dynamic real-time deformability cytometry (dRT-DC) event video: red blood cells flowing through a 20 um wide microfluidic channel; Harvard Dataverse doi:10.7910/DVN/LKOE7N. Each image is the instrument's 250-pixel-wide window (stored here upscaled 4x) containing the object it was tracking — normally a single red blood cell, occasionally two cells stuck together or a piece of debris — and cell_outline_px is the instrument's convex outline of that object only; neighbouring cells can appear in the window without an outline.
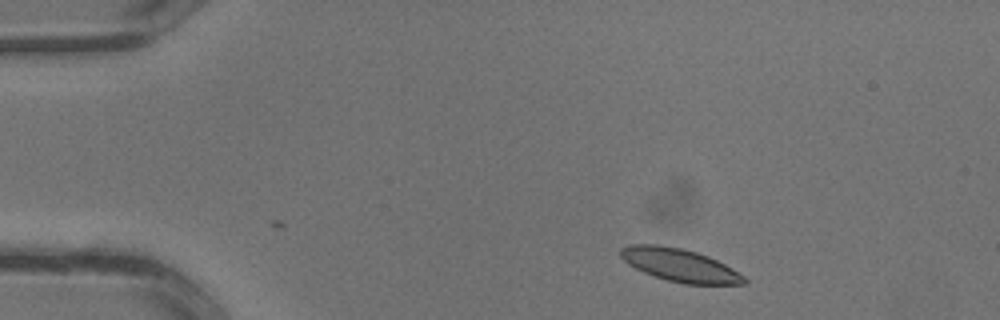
{"species": "common noctule bat (a hibernating species)", "species_latin": "Nyctalus noctula", "temperature_condition": "warm", "stored_images_in_passage": 29, "camera_frame_rate_fps": 3000, "um_per_image_px": 0.085, "animal": {"sex": "male", "body_mass_g": 13.3}, "frame": {"image": 1, "passage_image": 1, "time_ms": 0.0, "image_size_px": [1000, 320], "cell_outline_px": [[748, 284], [684, 284], [668, 280], [644, 272], [628, 264], [620, 256], [620, 248], [628, 244], [656, 244], [680, 248], [696, 252], [708, 256], [732, 268], [744, 276], [748, 280]], "centroid_in_image_um": [57.78, 22.53], "position_along_channel_um": 27.2, "area_um2": 23.58}}
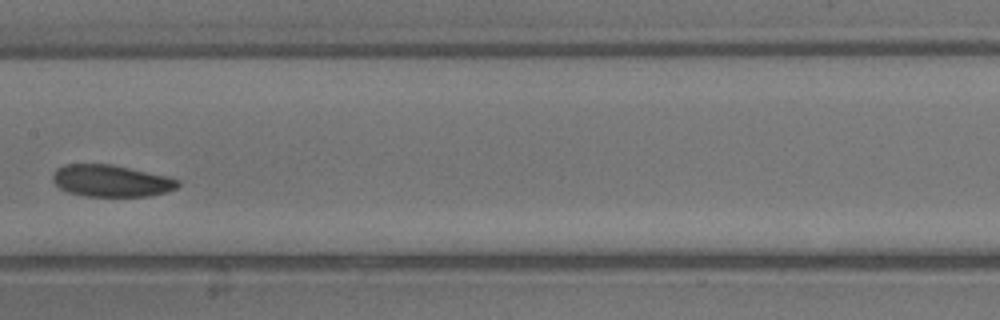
{"frame": {"image": 2, "passage_image": 13, "time_ms": 4.0, "image_size_px": [1000, 320], "cell_outline_px": [[180, 184], [176, 188], [164, 192], [148, 196], [84, 196], [68, 192], [60, 188], [52, 180], [52, 176], [56, 168], [64, 164], [112, 164], [164, 176], [180, 180]], "centroid_in_image_um": [9.4, 15.37], "position_along_channel_um": 198.0, "area_um2": 23.06}}
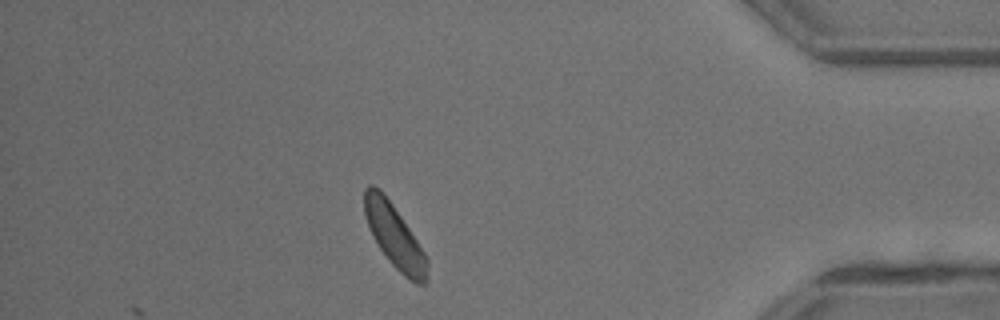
{"frame": {"image": 3, "passage_image": 25, "time_ms": 8.0, "image_size_px": [1000, 320], "cell_outline_px": [[428, 280], [424, 284], [416, 284], [408, 280], [388, 260], [372, 236], [364, 212], [364, 188], [368, 184], [372, 184], [380, 188], [392, 204], [424, 252], [428, 260]], "centroid_in_image_um": [33.53, 20.09], "position_along_channel_um": 401.7, "area_um2": 22.95}}